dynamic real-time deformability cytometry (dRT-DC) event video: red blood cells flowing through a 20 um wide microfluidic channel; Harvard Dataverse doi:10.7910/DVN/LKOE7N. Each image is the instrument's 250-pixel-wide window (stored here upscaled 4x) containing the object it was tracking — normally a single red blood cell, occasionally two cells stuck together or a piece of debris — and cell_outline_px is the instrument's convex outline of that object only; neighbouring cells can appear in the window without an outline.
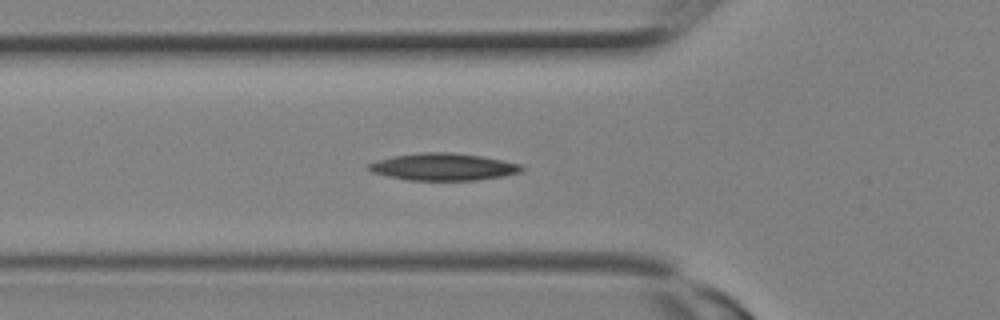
{"species": "Egyptian fruit bat (a non-hibernating species)", "species_latin": "Rousettus aegyptiacus", "temperature_condition": "room temperature", "stored_images_in_passage": 9, "camera_frame_rate_fps": 3000, "um_per_image_px": 0.085, "animal": {"sex": "female"}, "frame": {"image": 1, "passage_image": 4, "time_ms": 1.0, "image_size_px": [1000, 320], "cell_outline_px": [[524, 168], [520, 172], [504, 176], [476, 180], [408, 180], [388, 176], [372, 172], [364, 168], [368, 164], [376, 160], [392, 156], [424, 152], [452, 152], [480, 156], [520, 164]], "centroid_in_image_um": [37.63, 14.18], "position_along_channel_um": 88.2, "area_um2": 24.16}}
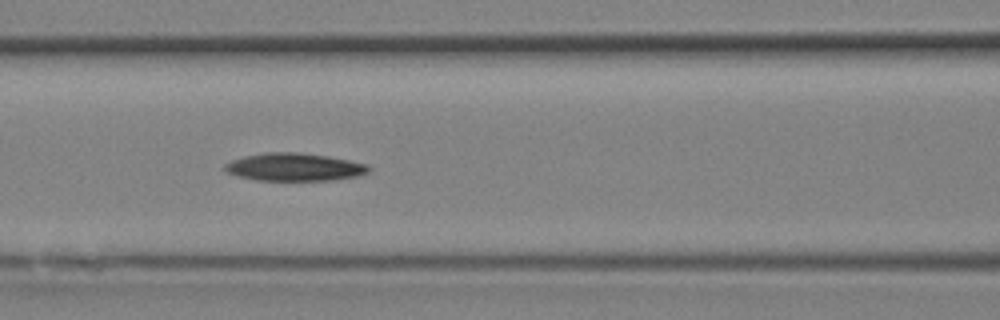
{"frame": {"image": 2, "passage_image": 6, "time_ms": 1.667, "image_size_px": [1000, 320], "cell_outline_px": [[372, 168], [368, 172], [356, 176], [332, 180], [256, 180], [240, 176], [228, 172], [224, 168], [224, 164], [232, 160], [244, 156], [268, 152], [296, 152], [328, 156], [368, 164]], "centroid_in_image_um": [25.04, 14.19], "position_along_channel_um": 141.6, "area_um2": 23.12}}
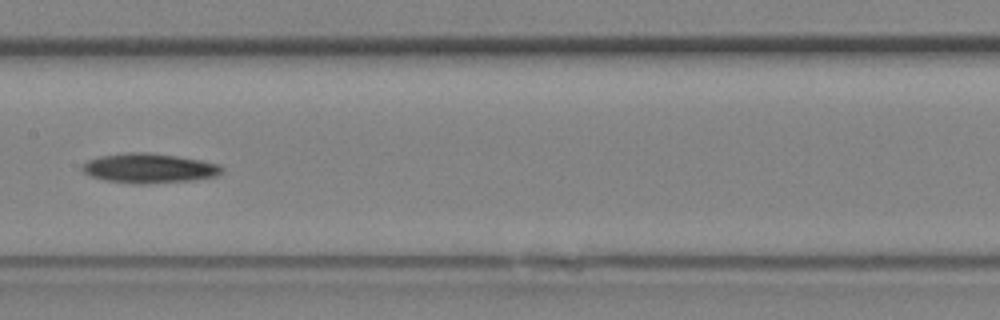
{"frame": {"image": 3, "passage_image": 8, "time_ms": 2.333, "image_size_px": [1000, 320], "cell_outline_px": [[224, 172], [216, 176], [192, 180], [140, 184], [136, 184], [108, 180], [92, 176], [84, 172], [80, 168], [88, 160], [100, 156], [128, 152], [148, 152], [176, 156], [200, 160], [220, 164], [224, 168]], "centroid_in_image_um": [12.71, 14.29], "position_along_channel_um": 194.7, "area_um2": 23.93}}